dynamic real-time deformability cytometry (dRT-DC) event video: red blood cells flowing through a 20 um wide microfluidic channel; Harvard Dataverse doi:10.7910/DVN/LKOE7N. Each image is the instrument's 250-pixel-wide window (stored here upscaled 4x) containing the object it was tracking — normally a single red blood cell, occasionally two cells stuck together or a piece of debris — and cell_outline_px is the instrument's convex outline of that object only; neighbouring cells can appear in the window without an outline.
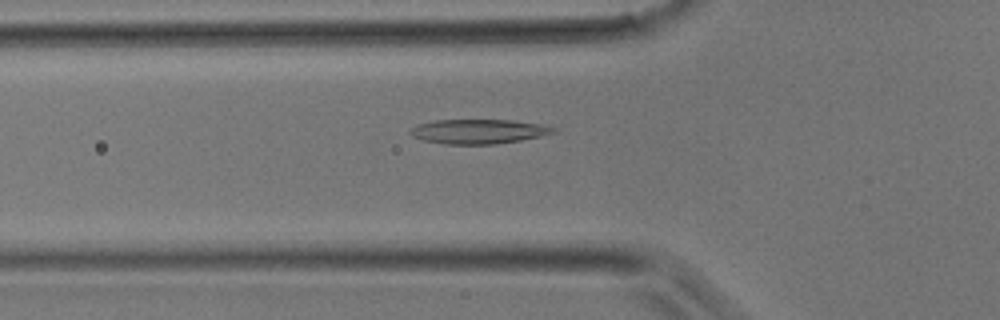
{"species": "common noctule bat (a hibernating species)", "species_latin": "Nyctalus noctula", "temperature_condition": "room temperature", "stored_images_in_passage": 38, "camera_frame_rate_fps": 3000, "um_per_image_px": 0.085, "animal": {"sex": "male", "body_mass_g": 17.9}, "frame": {"image": 1, "passage_image": 13, "time_ms": 4.0, "image_size_px": [1000, 320], "cell_outline_px": [[556, 132], [520, 140], [496, 144], [444, 144], [424, 140], [412, 136], [408, 132], [412, 128], [420, 124], [436, 120], [512, 120], [544, 124], [556, 128]], "centroid_in_image_um": [40.69, 11.17], "position_along_channel_um": 85.1, "area_um2": 20.29}}
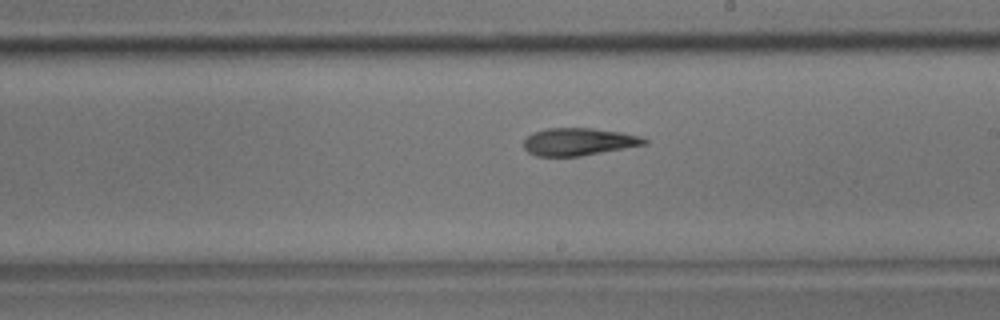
{"frame": {"image": 2, "passage_image": 22, "time_ms": 7.0, "image_size_px": [1000, 320], "cell_outline_px": [[648, 144], [580, 156], [536, 156], [528, 152], [524, 148], [524, 140], [532, 132], [548, 128], [592, 128], [620, 132], [640, 136], [648, 140]], "centroid_in_image_um": [49.18, 12.04], "position_along_channel_um": 239.8, "area_um2": 19.31}}
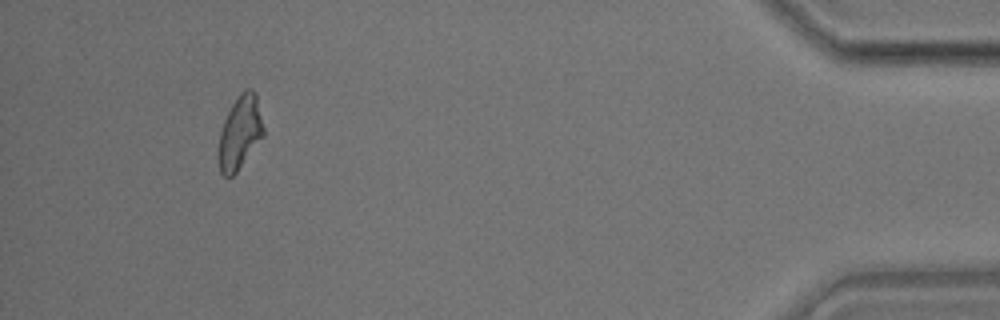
{"frame": {"image": 3, "passage_image": 36, "time_ms": 11.667, "image_size_px": [1000, 320], "cell_outline_px": [[264, 136], [236, 172], [228, 180], [220, 172], [216, 156], [220, 132], [224, 120], [232, 104], [240, 92], [244, 88], [252, 88], [256, 92], [264, 128]], "centroid_in_image_um": [20.38, 11.28], "position_along_channel_um": 414.8, "area_um2": 19.65}}